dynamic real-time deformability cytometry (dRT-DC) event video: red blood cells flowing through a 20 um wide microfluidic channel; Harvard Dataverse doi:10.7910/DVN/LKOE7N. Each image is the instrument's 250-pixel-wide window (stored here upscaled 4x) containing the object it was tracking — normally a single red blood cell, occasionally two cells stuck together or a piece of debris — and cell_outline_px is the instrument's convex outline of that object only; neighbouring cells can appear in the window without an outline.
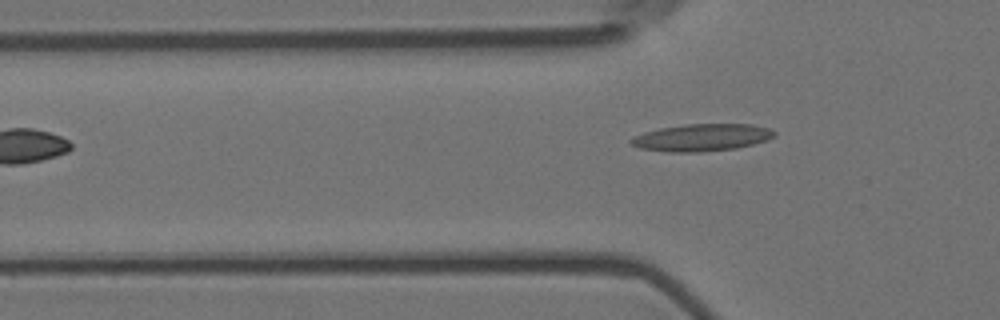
{"species": "Egyptian fruit bat (a non-hibernating species)", "species_latin": "Rousettus aegyptiacus", "temperature_condition": "room temperature", "stored_images_in_passage": 5, "camera_frame_rate_fps": 3000, "um_per_image_px": 0.085, "animal": {"sex": "female"}, "frame": {"image": 1, "passage_image": 5, "time_ms": 1.333, "image_size_px": [1000, 320], "cell_outline_px": [[776, 136], [768, 140], [736, 148], [700, 152], [664, 152], [640, 148], [632, 144], [628, 140], [632, 136], [644, 132], [660, 128], [684, 124], [752, 124], [768, 128], [776, 132]], "centroid_in_image_um": [59.64, 11.69], "position_along_channel_um": 66.2, "area_um2": 22.89}}